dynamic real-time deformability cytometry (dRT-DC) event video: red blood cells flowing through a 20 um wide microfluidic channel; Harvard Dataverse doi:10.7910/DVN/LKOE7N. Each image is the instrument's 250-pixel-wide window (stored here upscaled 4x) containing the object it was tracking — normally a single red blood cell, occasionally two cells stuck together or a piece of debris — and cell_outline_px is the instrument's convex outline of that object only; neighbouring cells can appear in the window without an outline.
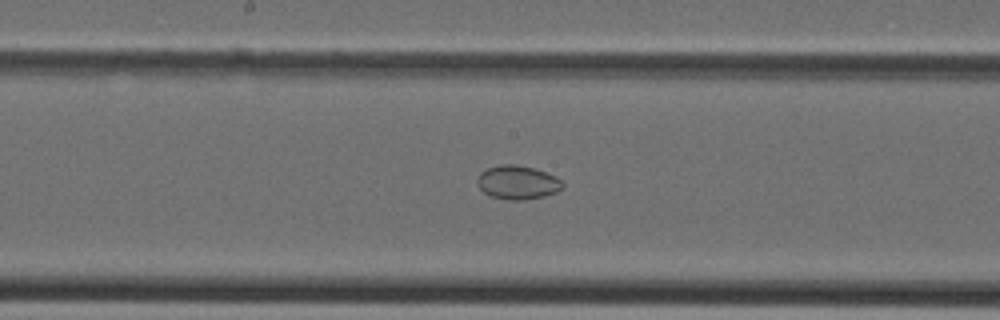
{"species": "Egyptian fruit bat (a non-hibernating species)", "species_latin": "Rousettus aegyptiacus", "temperature_condition": "cold", "stored_images_in_passage": 39, "segment_of_instrument_passage": [2, 2], "camera_frame_rate_fps": 3000, "um_per_image_px": 0.085, "animal": {"sex": "female"}, "frame": {"image": 1, "passage_image": 20, "time_ms": 6.333, "image_size_px": [1000, 320], "cell_outline_px": [[564, 188], [556, 192], [544, 196], [524, 200], [508, 200], [492, 196], [484, 192], [480, 188], [476, 180], [480, 172], [488, 168], [500, 164], [516, 164], [532, 168], [556, 176], [564, 184]], "centroid_in_image_um": [44.0, 15.5], "position_along_channel_um": 204.2, "area_um2": 16.76}}
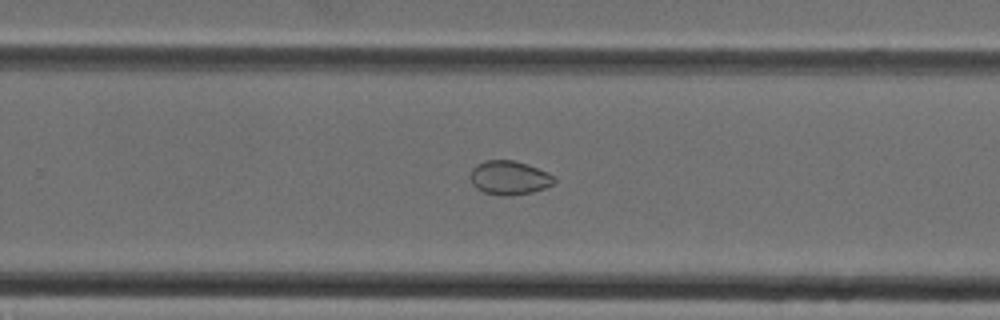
{"frame": {"image": 2, "passage_image": 25, "time_ms": 8.0, "image_size_px": [1000, 320], "cell_outline_px": [[556, 184], [532, 192], [508, 196], [504, 196], [484, 192], [476, 188], [472, 184], [472, 168], [476, 164], [484, 160], [512, 160], [528, 164], [548, 172], [556, 176]], "centroid_in_image_um": [43.34, 15.1], "position_along_channel_um": 286.5, "area_um2": 16.7}}
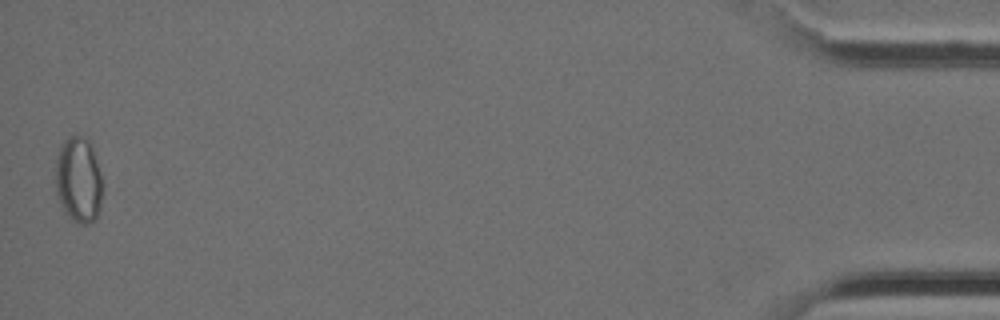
{"frame": {"image": 3, "passage_image": 39, "time_ms": 12.667, "image_size_px": [1000, 320], "cell_outline_px": [[104, 188], [100, 208], [96, 220], [88, 224], [80, 224], [64, 208], [56, 192], [56, 160], [60, 144], [64, 140], [72, 136], [80, 136], [88, 140], [92, 144], [100, 172]], "centroid_in_image_um": [6.72, 15.26], "position_along_channel_um": 428.5, "area_um2": 23.47}}